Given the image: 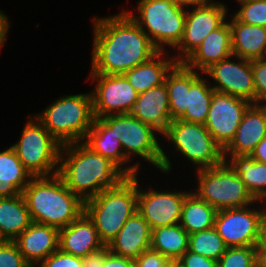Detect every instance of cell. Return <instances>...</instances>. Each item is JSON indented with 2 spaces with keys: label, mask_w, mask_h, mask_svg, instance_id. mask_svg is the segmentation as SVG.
I'll use <instances>...</instances> for the list:
<instances>
[{
  "label": "cell",
  "mask_w": 266,
  "mask_h": 267,
  "mask_svg": "<svg viewBox=\"0 0 266 267\" xmlns=\"http://www.w3.org/2000/svg\"><path fill=\"white\" fill-rule=\"evenodd\" d=\"M103 267H134V259L115 255L105 246Z\"/></svg>",
  "instance_id": "obj_41"
},
{
  "label": "cell",
  "mask_w": 266,
  "mask_h": 267,
  "mask_svg": "<svg viewBox=\"0 0 266 267\" xmlns=\"http://www.w3.org/2000/svg\"><path fill=\"white\" fill-rule=\"evenodd\" d=\"M22 195L32 222L58 229L68 226L85 211V202L67 188L58 174L32 177Z\"/></svg>",
  "instance_id": "obj_3"
},
{
  "label": "cell",
  "mask_w": 266,
  "mask_h": 267,
  "mask_svg": "<svg viewBox=\"0 0 266 267\" xmlns=\"http://www.w3.org/2000/svg\"><path fill=\"white\" fill-rule=\"evenodd\" d=\"M120 141L124 155L130 160L131 155L139 156L150 162L165 174L170 173L172 164L169 156L161 148L157 134L151 126L141 122L131 114L109 115L101 118ZM156 133V134H155Z\"/></svg>",
  "instance_id": "obj_7"
},
{
  "label": "cell",
  "mask_w": 266,
  "mask_h": 267,
  "mask_svg": "<svg viewBox=\"0 0 266 267\" xmlns=\"http://www.w3.org/2000/svg\"><path fill=\"white\" fill-rule=\"evenodd\" d=\"M31 223L22 193L0 198V235L4 241H14Z\"/></svg>",
  "instance_id": "obj_27"
},
{
  "label": "cell",
  "mask_w": 266,
  "mask_h": 267,
  "mask_svg": "<svg viewBox=\"0 0 266 267\" xmlns=\"http://www.w3.org/2000/svg\"><path fill=\"white\" fill-rule=\"evenodd\" d=\"M89 76L90 80H97L96 87L91 92L94 118L130 114L139 93L123 74L91 73Z\"/></svg>",
  "instance_id": "obj_11"
},
{
  "label": "cell",
  "mask_w": 266,
  "mask_h": 267,
  "mask_svg": "<svg viewBox=\"0 0 266 267\" xmlns=\"http://www.w3.org/2000/svg\"><path fill=\"white\" fill-rule=\"evenodd\" d=\"M165 56L166 51H159L149 61L123 74L137 93L165 83L167 73L177 63L172 54L171 57L166 56V58Z\"/></svg>",
  "instance_id": "obj_26"
},
{
  "label": "cell",
  "mask_w": 266,
  "mask_h": 267,
  "mask_svg": "<svg viewBox=\"0 0 266 267\" xmlns=\"http://www.w3.org/2000/svg\"><path fill=\"white\" fill-rule=\"evenodd\" d=\"M20 136V140L12 147L31 176L57 174L62 145L33 115L23 127Z\"/></svg>",
  "instance_id": "obj_9"
},
{
  "label": "cell",
  "mask_w": 266,
  "mask_h": 267,
  "mask_svg": "<svg viewBox=\"0 0 266 267\" xmlns=\"http://www.w3.org/2000/svg\"><path fill=\"white\" fill-rule=\"evenodd\" d=\"M104 266V248L94 253L88 254L83 258V267H103Z\"/></svg>",
  "instance_id": "obj_42"
},
{
  "label": "cell",
  "mask_w": 266,
  "mask_h": 267,
  "mask_svg": "<svg viewBox=\"0 0 266 267\" xmlns=\"http://www.w3.org/2000/svg\"><path fill=\"white\" fill-rule=\"evenodd\" d=\"M175 259L166 258L152 249H148L134 259V267H174Z\"/></svg>",
  "instance_id": "obj_39"
},
{
  "label": "cell",
  "mask_w": 266,
  "mask_h": 267,
  "mask_svg": "<svg viewBox=\"0 0 266 267\" xmlns=\"http://www.w3.org/2000/svg\"><path fill=\"white\" fill-rule=\"evenodd\" d=\"M257 249V261L266 267V247H256Z\"/></svg>",
  "instance_id": "obj_47"
},
{
  "label": "cell",
  "mask_w": 266,
  "mask_h": 267,
  "mask_svg": "<svg viewBox=\"0 0 266 267\" xmlns=\"http://www.w3.org/2000/svg\"><path fill=\"white\" fill-rule=\"evenodd\" d=\"M33 116L61 145L83 142L94 121L92 94L64 95Z\"/></svg>",
  "instance_id": "obj_5"
},
{
  "label": "cell",
  "mask_w": 266,
  "mask_h": 267,
  "mask_svg": "<svg viewBox=\"0 0 266 267\" xmlns=\"http://www.w3.org/2000/svg\"><path fill=\"white\" fill-rule=\"evenodd\" d=\"M251 159L266 164V136L255 147L254 151L249 156Z\"/></svg>",
  "instance_id": "obj_43"
},
{
  "label": "cell",
  "mask_w": 266,
  "mask_h": 267,
  "mask_svg": "<svg viewBox=\"0 0 266 267\" xmlns=\"http://www.w3.org/2000/svg\"><path fill=\"white\" fill-rule=\"evenodd\" d=\"M105 247L93 220L84 211L75 221L59 229V249L84 258Z\"/></svg>",
  "instance_id": "obj_18"
},
{
  "label": "cell",
  "mask_w": 266,
  "mask_h": 267,
  "mask_svg": "<svg viewBox=\"0 0 266 267\" xmlns=\"http://www.w3.org/2000/svg\"><path fill=\"white\" fill-rule=\"evenodd\" d=\"M229 162L252 196L258 200L266 193V164L250 157H237Z\"/></svg>",
  "instance_id": "obj_31"
},
{
  "label": "cell",
  "mask_w": 266,
  "mask_h": 267,
  "mask_svg": "<svg viewBox=\"0 0 266 267\" xmlns=\"http://www.w3.org/2000/svg\"><path fill=\"white\" fill-rule=\"evenodd\" d=\"M174 3H176L177 5L184 7V8H189V6L191 5L192 7L195 6H200V5H205L211 2H214L212 0H172Z\"/></svg>",
  "instance_id": "obj_46"
},
{
  "label": "cell",
  "mask_w": 266,
  "mask_h": 267,
  "mask_svg": "<svg viewBox=\"0 0 266 267\" xmlns=\"http://www.w3.org/2000/svg\"><path fill=\"white\" fill-rule=\"evenodd\" d=\"M137 176H127L115 188L103 190L85 201V212L93 220L99 238L105 246L137 212Z\"/></svg>",
  "instance_id": "obj_4"
},
{
  "label": "cell",
  "mask_w": 266,
  "mask_h": 267,
  "mask_svg": "<svg viewBox=\"0 0 266 267\" xmlns=\"http://www.w3.org/2000/svg\"><path fill=\"white\" fill-rule=\"evenodd\" d=\"M189 234L180 225L174 224L152 229L150 249L166 258L179 259L188 250Z\"/></svg>",
  "instance_id": "obj_30"
},
{
  "label": "cell",
  "mask_w": 266,
  "mask_h": 267,
  "mask_svg": "<svg viewBox=\"0 0 266 267\" xmlns=\"http://www.w3.org/2000/svg\"><path fill=\"white\" fill-rule=\"evenodd\" d=\"M200 73L186 66V113L180 120L204 125L215 90Z\"/></svg>",
  "instance_id": "obj_24"
},
{
  "label": "cell",
  "mask_w": 266,
  "mask_h": 267,
  "mask_svg": "<svg viewBox=\"0 0 266 267\" xmlns=\"http://www.w3.org/2000/svg\"><path fill=\"white\" fill-rule=\"evenodd\" d=\"M162 136L171 141L190 163L197 165V170L215 167L225 161L222 148L203 124L174 120Z\"/></svg>",
  "instance_id": "obj_10"
},
{
  "label": "cell",
  "mask_w": 266,
  "mask_h": 267,
  "mask_svg": "<svg viewBox=\"0 0 266 267\" xmlns=\"http://www.w3.org/2000/svg\"><path fill=\"white\" fill-rule=\"evenodd\" d=\"M217 210L190 191L182 205L180 225L190 235L214 227Z\"/></svg>",
  "instance_id": "obj_29"
},
{
  "label": "cell",
  "mask_w": 266,
  "mask_h": 267,
  "mask_svg": "<svg viewBox=\"0 0 266 267\" xmlns=\"http://www.w3.org/2000/svg\"><path fill=\"white\" fill-rule=\"evenodd\" d=\"M256 262V246L227 247L218 260V267H253Z\"/></svg>",
  "instance_id": "obj_34"
},
{
  "label": "cell",
  "mask_w": 266,
  "mask_h": 267,
  "mask_svg": "<svg viewBox=\"0 0 266 267\" xmlns=\"http://www.w3.org/2000/svg\"><path fill=\"white\" fill-rule=\"evenodd\" d=\"M197 175L198 187L194 193L216 210L252 206L259 202L229 162L197 170Z\"/></svg>",
  "instance_id": "obj_8"
},
{
  "label": "cell",
  "mask_w": 266,
  "mask_h": 267,
  "mask_svg": "<svg viewBox=\"0 0 266 267\" xmlns=\"http://www.w3.org/2000/svg\"><path fill=\"white\" fill-rule=\"evenodd\" d=\"M31 178L12 146L0 152V198L20 195Z\"/></svg>",
  "instance_id": "obj_28"
},
{
  "label": "cell",
  "mask_w": 266,
  "mask_h": 267,
  "mask_svg": "<svg viewBox=\"0 0 266 267\" xmlns=\"http://www.w3.org/2000/svg\"><path fill=\"white\" fill-rule=\"evenodd\" d=\"M83 142L95 153L110 159L127 176L138 175L140 165L137 162L136 164L125 166L131 160L124 155L120 141L116 139L111 128L101 118H94L92 127Z\"/></svg>",
  "instance_id": "obj_23"
},
{
  "label": "cell",
  "mask_w": 266,
  "mask_h": 267,
  "mask_svg": "<svg viewBox=\"0 0 266 267\" xmlns=\"http://www.w3.org/2000/svg\"><path fill=\"white\" fill-rule=\"evenodd\" d=\"M174 267H185L179 259H175Z\"/></svg>",
  "instance_id": "obj_49"
},
{
  "label": "cell",
  "mask_w": 266,
  "mask_h": 267,
  "mask_svg": "<svg viewBox=\"0 0 266 267\" xmlns=\"http://www.w3.org/2000/svg\"><path fill=\"white\" fill-rule=\"evenodd\" d=\"M232 56V32L229 22L210 32L201 45L183 62L188 68L201 72L212 64Z\"/></svg>",
  "instance_id": "obj_21"
},
{
  "label": "cell",
  "mask_w": 266,
  "mask_h": 267,
  "mask_svg": "<svg viewBox=\"0 0 266 267\" xmlns=\"http://www.w3.org/2000/svg\"><path fill=\"white\" fill-rule=\"evenodd\" d=\"M3 242H4V240H3V238L0 235V244L3 243Z\"/></svg>",
  "instance_id": "obj_51"
},
{
  "label": "cell",
  "mask_w": 266,
  "mask_h": 267,
  "mask_svg": "<svg viewBox=\"0 0 266 267\" xmlns=\"http://www.w3.org/2000/svg\"><path fill=\"white\" fill-rule=\"evenodd\" d=\"M139 16L125 12L147 34L159 51L164 47L175 48L182 39L186 10L172 0H140L137 5Z\"/></svg>",
  "instance_id": "obj_6"
},
{
  "label": "cell",
  "mask_w": 266,
  "mask_h": 267,
  "mask_svg": "<svg viewBox=\"0 0 266 267\" xmlns=\"http://www.w3.org/2000/svg\"><path fill=\"white\" fill-rule=\"evenodd\" d=\"M92 20L94 37L90 73L124 74L159 52L124 10L114 16Z\"/></svg>",
  "instance_id": "obj_1"
},
{
  "label": "cell",
  "mask_w": 266,
  "mask_h": 267,
  "mask_svg": "<svg viewBox=\"0 0 266 267\" xmlns=\"http://www.w3.org/2000/svg\"><path fill=\"white\" fill-rule=\"evenodd\" d=\"M189 193L149 191L140 189L138 183L137 211L148 222L151 229L179 224L182 205Z\"/></svg>",
  "instance_id": "obj_16"
},
{
  "label": "cell",
  "mask_w": 266,
  "mask_h": 267,
  "mask_svg": "<svg viewBox=\"0 0 266 267\" xmlns=\"http://www.w3.org/2000/svg\"><path fill=\"white\" fill-rule=\"evenodd\" d=\"M0 267H32L21 254L14 241L0 244Z\"/></svg>",
  "instance_id": "obj_37"
},
{
  "label": "cell",
  "mask_w": 266,
  "mask_h": 267,
  "mask_svg": "<svg viewBox=\"0 0 266 267\" xmlns=\"http://www.w3.org/2000/svg\"><path fill=\"white\" fill-rule=\"evenodd\" d=\"M130 114L151 126L162 136L172 122L165 83L139 93Z\"/></svg>",
  "instance_id": "obj_20"
},
{
  "label": "cell",
  "mask_w": 266,
  "mask_h": 267,
  "mask_svg": "<svg viewBox=\"0 0 266 267\" xmlns=\"http://www.w3.org/2000/svg\"><path fill=\"white\" fill-rule=\"evenodd\" d=\"M221 60L212 64L203 73L210 76L216 83L212 88L215 91L240 97L255 103V90L251 60L235 57L238 62L231 61L233 58Z\"/></svg>",
  "instance_id": "obj_15"
},
{
  "label": "cell",
  "mask_w": 266,
  "mask_h": 267,
  "mask_svg": "<svg viewBox=\"0 0 266 267\" xmlns=\"http://www.w3.org/2000/svg\"><path fill=\"white\" fill-rule=\"evenodd\" d=\"M226 249V244L214 227L189 235L188 250L193 253L218 261Z\"/></svg>",
  "instance_id": "obj_33"
},
{
  "label": "cell",
  "mask_w": 266,
  "mask_h": 267,
  "mask_svg": "<svg viewBox=\"0 0 266 267\" xmlns=\"http://www.w3.org/2000/svg\"><path fill=\"white\" fill-rule=\"evenodd\" d=\"M83 267V258L55 251L46 259L38 262L34 267Z\"/></svg>",
  "instance_id": "obj_38"
},
{
  "label": "cell",
  "mask_w": 266,
  "mask_h": 267,
  "mask_svg": "<svg viewBox=\"0 0 266 267\" xmlns=\"http://www.w3.org/2000/svg\"><path fill=\"white\" fill-rule=\"evenodd\" d=\"M258 201H261V202L266 201V193L261 198H259ZM261 210H262V214L266 215V207Z\"/></svg>",
  "instance_id": "obj_48"
},
{
  "label": "cell",
  "mask_w": 266,
  "mask_h": 267,
  "mask_svg": "<svg viewBox=\"0 0 266 267\" xmlns=\"http://www.w3.org/2000/svg\"><path fill=\"white\" fill-rule=\"evenodd\" d=\"M266 136V105L252 103L245 111L237 132L223 150L224 160L249 157Z\"/></svg>",
  "instance_id": "obj_17"
},
{
  "label": "cell",
  "mask_w": 266,
  "mask_h": 267,
  "mask_svg": "<svg viewBox=\"0 0 266 267\" xmlns=\"http://www.w3.org/2000/svg\"><path fill=\"white\" fill-rule=\"evenodd\" d=\"M256 247H266V215L262 214L259 221V238Z\"/></svg>",
  "instance_id": "obj_45"
},
{
  "label": "cell",
  "mask_w": 266,
  "mask_h": 267,
  "mask_svg": "<svg viewBox=\"0 0 266 267\" xmlns=\"http://www.w3.org/2000/svg\"><path fill=\"white\" fill-rule=\"evenodd\" d=\"M14 242L24 259L34 267L59 249V229L32 222Z\"/></svg>",
  "instance_id": "obj_19"
},
{
  "label": "cell",
  "mask_w": 266,
  "mask_h": 267,
  "mask_svg": "<svg viewBox=\"0 0 266 267\" xmlns=\"http://www.w3.org/2000/svg\"><path fill=\"white\" fill-rule=\"evenodd\" d=\"M250 207L217 210L214 228L227 247L257 245L262 210Z\"/></svg>",
  "instance_id": "obj_14"
},
{
  "label": "cell",
  "mask_w": 266,
  "mask_h": 267,
  "mask_svg": "<svg viewBox=\"0 0 266 267\" xmlns=\"http://www.w3.org/2000/svg\"><path fill=\"white\" fill-rule=\"evenodd\" d=\"M179 260L185 267H218V261L187 250Z\"/></svg>",
  "instance_id": "obj_40"
},
{
  "label": "cell",
  "mask_w": 266,
  "mask_h": 267,
  "mask_svg": "<svg viewBox=\"0 0 266 267\" xmlns=\"http://www.w3.org/2000/svg\"><path fill=\"white\" fill-rule=\"evenodd\" d=\"M239 4L241 7L234 16L240 22L266 27V0H242Z\"/></svg>",
  "instance_id": "obj_35"
},
{
  "label": "cell",
  "mask_w": 266,
  "mask_h": 267,
  "mask_svg": "<svg viewBox=\"0 0 266 267\" xmlns=\"http://www.w3.org/2000/svg\"><path fill=\"white\" fill-rule=\"evenodd\" d=\"M228 7L222 2H211L195 6L193 10L187 8L185 27L181 41L174 48L177 50L174 59L183 63L210 34L219 28L227 18Z\"/></svg>",
  "instance_id": "obj_12"
},
{
  "label": "cell",
  "mask_w": 266,
  "mask_h": 267,
  "mask_svg": "<svg viewBox=\"0 0 266 267\" xmlns=\"http://www.w3.org/2000/svg\"><path fill=\"white\" fill-rule=\"evenodd\" d=\"M57 174L84 202L103 190L115 188L127 177L115 163L95 153L84 142L61 146Z\"/></svg>",
  "instance_id": "obj_2"
},
{
  "label": "cell",
  "mask_w": 266,
  "mask_h": 267,
  "mask_svg": "<svg viewBox=\"0 0 266 267\" xmlns=\"http://www.w3.org/2000/svg\"><path fill=\"white\" fill-rule=\"evenodd\" d=\"M9 22L4 12L0 10V49L4 46L3 44L7 39V32H9L8 28L10 27Z\"/></svg>",
  "instance_id": "obj_44"
},
{
  "label": "cell",
  "mask_w": 266,
  "mask_h": 267,
  "mask_svg": "<svg viewBox=\"0 0 266 267\" xmlns=\"http://www.w3.org/2000/svg\"><path fill=\"white\" fill-rule=\"evenodd\" d=\"M232 32V55L253 60L266 58V27L240 22L234 15L229 21Z\"/></svg>",
  "instance_id": "obj_25"
},
{
  "label": "cell",
  "mask_w": 266,
  "mask_h": 267,
  "mask_svg": "<svg viewBox=\"0 0 266 267\" xmlns=\"http://www.w3.org/2000/svg\"><path fill=\"white\" fill-rule=\"evenodd\" d=\"M165 85L168 92L170 116L172 121L186 113V65L176 63L167 73Z\"/></svg>",
  "instance_id": "obj_32"
},
{
  "label": "cell",
  "mask_w": 266,
  "mask_h": 267,
  "mask_svg": "<svg viewBox=\"0 0 266 267\" xmlns=\"http://www.w3.org/2000/svg\"><path fill=\"white\" fill-rule=\"evenodd\" d=\"M253 267H263L259 262H256Z\"/></svg>",
  "instance_id": "obj_50"
},
{
  "label": "cell",
  "mask_w": 266,
  "mask_h": 267,
  "mask_svg": "<svg viewBox=\"0 0 266 267\" xmlns=\"http://www.w3.org/2000/svg\"><path fill=\"white\" fill-rule=\"evenodd\" d=\"M151 235V227L137 211L107 246L115 255L136 259L150 249Z\"/></svg>",
  "instance_id": "obj_22"
},
{
  "label": "cell",
  "mask_w": 266,
  "mask_h": 267,
  "mask_svg": "<svg viewBox=\"0 0 266 267\" xmlns=\"http://www.w3.org/2000/svg\"><path fill=\"white\" fill-rule=\"evenodd\" d=\"M251 104L246 99L214 91L204 126L222 150L234 138L244 113Z\"/></svg>",
  "instance_id": "obj_13"
},
{
  "label": "cell",
  "mask_w": 266,
  "mask_h": 267,
  "mask_svg": "<svg viewBox=\"0 0 266 267\" xmlns=\"http://www.w3.org/2000/svg\"><path fill=\"white\" fill-rule=\"evenodd\" d=\"M253 71L255 104L266 105V58L251 60Z\"/></svg>",
  "instance_id": "obj_36"
}]
</instances>
